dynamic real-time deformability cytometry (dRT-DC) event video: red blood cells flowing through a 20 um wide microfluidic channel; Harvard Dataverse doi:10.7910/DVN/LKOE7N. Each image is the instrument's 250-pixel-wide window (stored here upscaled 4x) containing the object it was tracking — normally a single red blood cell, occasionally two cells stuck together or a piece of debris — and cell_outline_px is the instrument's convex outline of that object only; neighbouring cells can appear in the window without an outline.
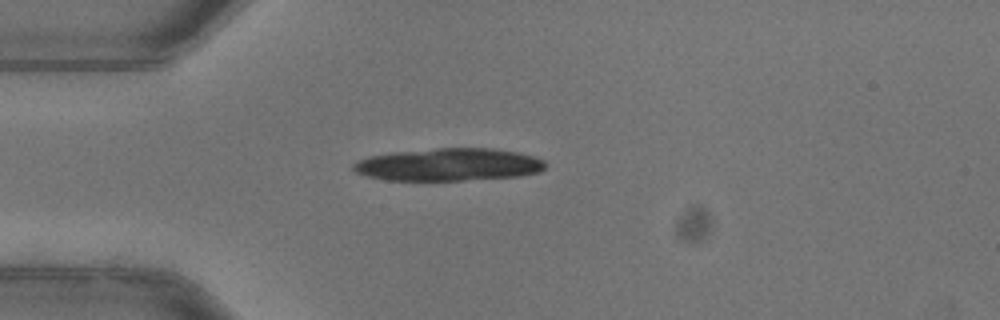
{"species": "common noctule bat (a hibernating species)", "species_latin": "Nyctalus noctula", "temperature_condition": "warm", "stored_images_in_passage": 17, "camera_frame_rate_fps": 3000, "um_per_image_px": 0.085, "animal": {"sex": "female"}, "frame": {"image": 1, "passage_image": 1, "time_ms": 0.0, "image_size_px": [1000, 320], "cell_outline_px": [[544, 168], [540, 172], [520, 176], [464, 180], [384, 180], [368, 176], [356, 172], [352, 168], [352, 164], [356, 160], [368, 156], [396, 152], [440, 148], [492, 148], [516, 152], [536, 156], [544, 160]], "centroid_in_image_um": [38.13, 13.99], "position_along_channel_um": 46.9, "area_um2": 36.47}}
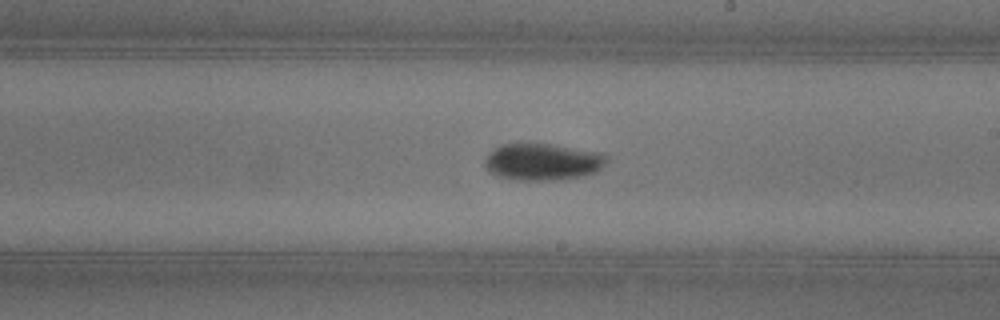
{"frame": {"image": 2, "passage_image": 12, "time_ms": 3.667, "image_size_px": [1000, 320], "cell_outline_px": [[608, 160], [596, 172], [564, 180], [512, 180], [496, 176], [488, 172], [484, 164], [484, 160], [488, 152], [500, 144], [552, 144], [604, 152], [608, 156]], "centroid_in_image_um": [46.11, 13.76], "position_along_channel_um": 242.9, "area_um2": 26.7}}